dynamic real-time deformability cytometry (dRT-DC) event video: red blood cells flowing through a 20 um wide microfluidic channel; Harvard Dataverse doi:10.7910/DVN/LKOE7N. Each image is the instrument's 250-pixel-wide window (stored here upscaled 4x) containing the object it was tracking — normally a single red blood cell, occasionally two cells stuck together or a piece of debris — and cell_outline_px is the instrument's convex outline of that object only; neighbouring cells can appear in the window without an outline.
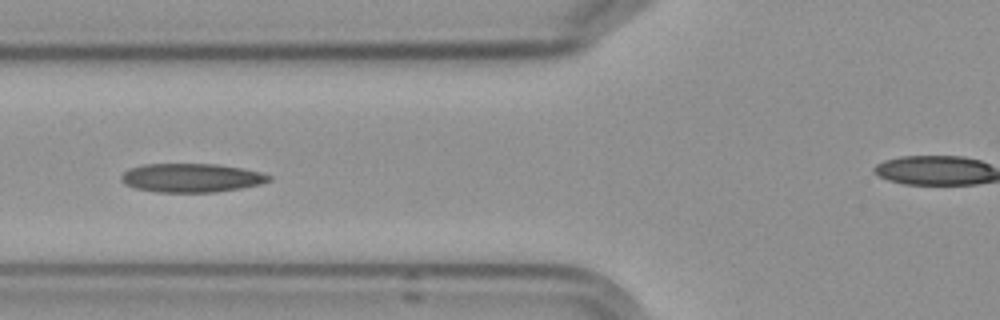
{"species": "Egyptian fruit bat (a non-hibernating species)", "species_latin": "Rousettus aegyptiacus", "temperature_condition": "cold", "stored_images_in_passage": 10, "camera_frame_rate_fps": 3000, "um_per_image_px": 0.085, "frame": {"image": 1, "passage_image": 6, "time_ms": 6.0, "image_size_px": [1000, 320], "cell_outline_px": [[272, 180], [260, 184], [240, 188], [216, 192], [156, 192], [136, 188], [124, 184], [120, 180], [120, 176], [128, 168], [144, 164], [216, 164], [244, 168], [260, 172], [272, 176]], "centroid_in_image_um": [16.26, 15.11], "position_along_channel_um": 109.5, "area_um2": 24.91}}
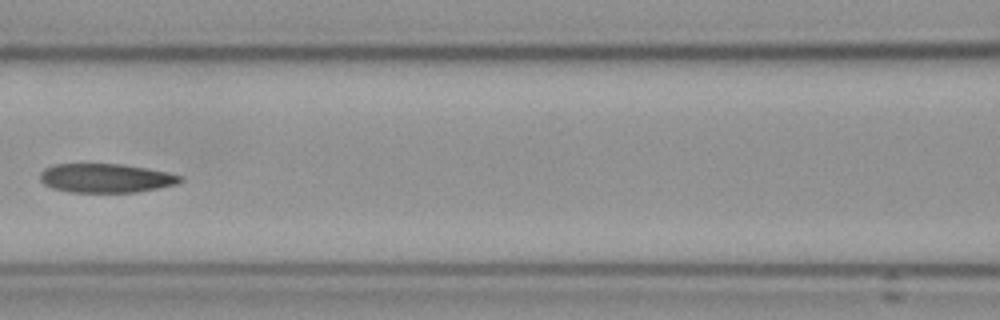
{"frame": {"image": 2, "passage_image": 7, "time_ms": 7.333, "image_size_px": [1000, 320], "cell_outline_px": [[184, 180], [176, 184], [136, 192], [68, 192], [52, 188], [44, 184], [40, 180], [40, 172], [44, 168], [52, 164], [120, 164], [148, 168], [168, 172], [184, 176]], "centroid_in_image_um": [8.99, 15.13], "position_along_channel_um": 157.6, "area_um2": 23.81}}
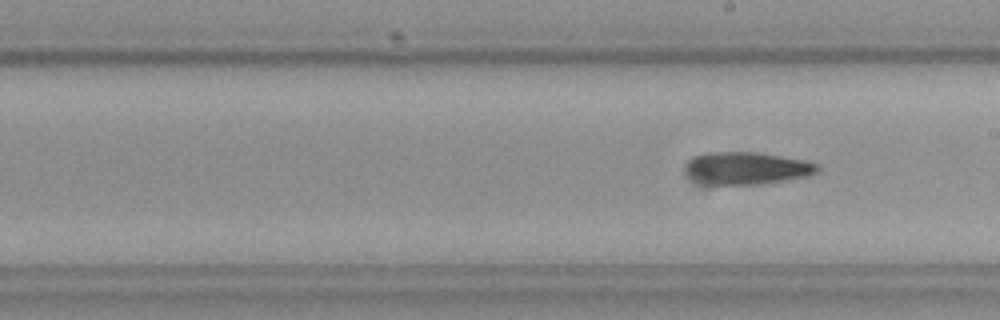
{"frame": {"image": 3, "passage_image": 10, "time_ms": 11.667, "image_size_px": [1000, 320], "cell_outline_px": [[820, 168], [816, 172], [808, 176], [760, 184], [704, 184], [696, 180], [688, 172], [688, 164], [696, 156], [708, 152], [756, 152], [804, 160], [820, 164]], "centroid_in_image_um": [63.56, 14.29], "position_along_channel_um": 225.4, "area_um2": 24.39}}